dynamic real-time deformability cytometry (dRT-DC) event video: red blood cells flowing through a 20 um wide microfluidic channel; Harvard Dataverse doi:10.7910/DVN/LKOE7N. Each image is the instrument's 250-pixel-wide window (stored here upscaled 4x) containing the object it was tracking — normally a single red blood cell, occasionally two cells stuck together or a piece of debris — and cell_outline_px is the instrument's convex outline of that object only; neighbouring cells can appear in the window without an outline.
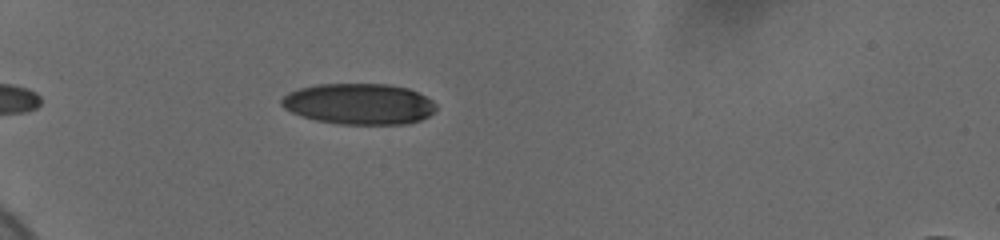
{"species": "human", "species_latin": "Homo sapiens", "temperature_condition": "cold", "stored_images_in_passage": 35, "camera_frame_rate_fps": 3000, "um_per_image_px": 0.085, "donor": {"sex": "female"}, "frame": {"image": 1, "passage_image": 1, "time_ms": 0.0, "image_size_px": [1000, 240], "cell_outline_px": [[436, 108], [428, 116], [420, 120], [404, 124], [340, 124], [316, 120], [292, 112], [284, 108], [280, 104], [280, 100], [288, 92], [300, 88], [316, 84], [388, 84], [408, 88], [432, 100], [436, 104]], "centroid_in_image_um": [30.5, 8.83], "position_along_channel_um": 54.5, "area_um2": 36.76}}
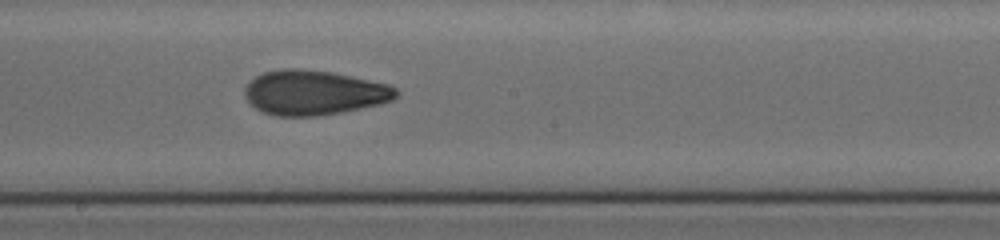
{"frame": {"image": 2, "passage_image": 17, "time_ms": 5.333, "image_size_px": [1000, 240], "cell_outline_px": [[400, 96], [392, 100], [380, 104], [340, 112], [316, 116], [276, 116], [264, 112], [256, 108], [244, 96], [244, 88], [256, 76], [264, 72], [284, 68], [296, 68], [328, 72], [388, 84], [396, 88], [400, 92]], "centroid_in_image_um": [26.69, 7.88], "position_along_channel_um": 221.5, "area_um2": 39.13}}
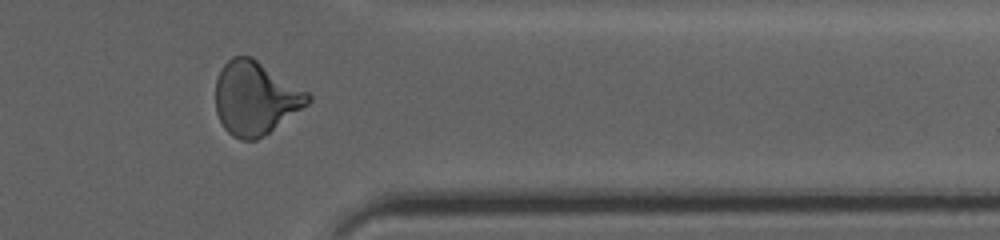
{"frame": {"image": 3, "passage_image": 31, "time_ms": 10.0, "image_size_px": [1000, 240], "cell_outline_px": [[312, 100], [308, 104], [268, 132], [256, 140], [240, 140], [232, 136], [224, 128], [216, 112], [216, 80], [224, 64], [232, 56], [252, 56], [308, 92], [312, 96]], "centroid_in_image_um": [21.7, 8.33], "position_along_channel_um": 389.7, "area_um2": 39.19}, "authors_computed_cell_mechanics": {"area_um2": 38.437, "velocity_mm_per_s": 3.6953, "shape_relaxation_time_tau1_ms": 6.8134, "shape_relaxation_time_tau2_ms": 1.8719, "deformation_change_tau1": 0.1841, "deformation_change_tau2": 0.0781}}